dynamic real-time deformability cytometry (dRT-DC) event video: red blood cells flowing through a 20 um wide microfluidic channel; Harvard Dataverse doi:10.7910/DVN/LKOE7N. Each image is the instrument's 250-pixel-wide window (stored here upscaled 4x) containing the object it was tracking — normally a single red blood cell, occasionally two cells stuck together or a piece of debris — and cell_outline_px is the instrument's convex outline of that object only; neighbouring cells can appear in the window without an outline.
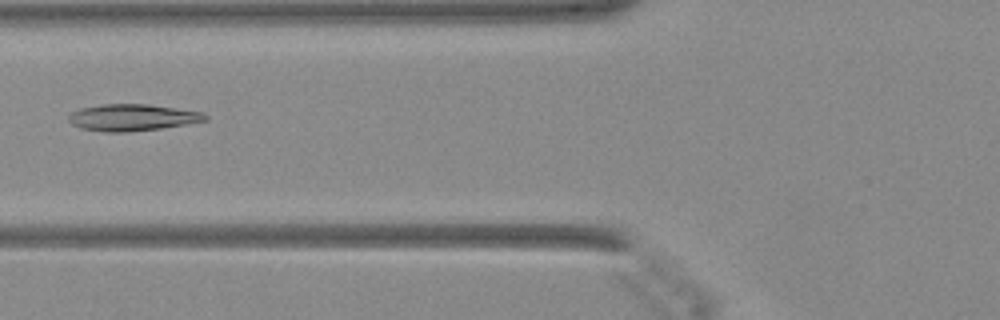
{"species": "Egyptian fruit bat (a non-hibernating species)", "species_latin": "Rousettus aegyptiacus", "temperature_condition": "warm", "stored_images_in_passage": 10, "camera_frame_rate_fps": 3000, "um_per_image_px": 0.085, "animal": {"sex": "female"}, "frame": {"image": 1, "passage_image": 5, "time_ms": 1.333, "image_size_px": [1000, 320], "cell_outline_px": [[208, 120], [188, 124], [160, 128], [128, 132], [108, 132], [80, 128], [72, 124], [68, 120], [68, 116], [72, 112], [80, 108], [104, 104], [148, 104], [200, 112], [208, 116]], "centroid_in_image_um": [11.23, 9.99], "position_along_channel_um": 114.6, "area_um2": 21.1}}
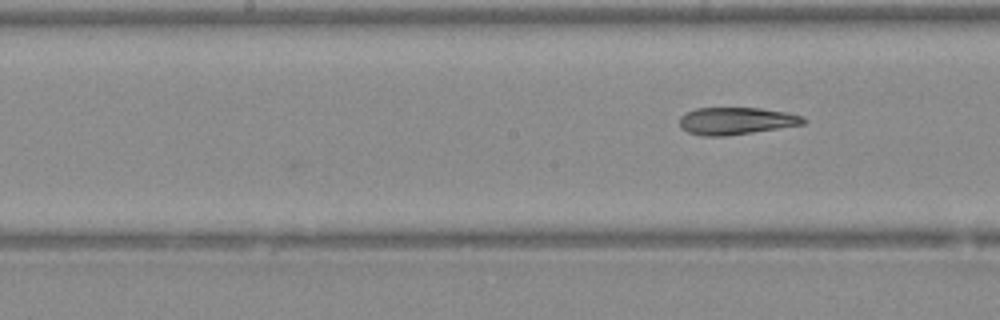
{"frame": {"image": 2, "passage_image": 10, "time_ms": 3.0, "image_size_px": [1000, 320], "cell_outline_px": [[808, 120], [804, 124], [752, 132], [724, 136], [704, 136], [688, 132], [680, 128], [680, 116], [684, 112], [696, 108], [760, 108], [784, 112], [804, 116]], "centroid_in_image_um": [62.55, 10.27], "position_along_channel_um": 185.7, "area_um2": 19.65}}